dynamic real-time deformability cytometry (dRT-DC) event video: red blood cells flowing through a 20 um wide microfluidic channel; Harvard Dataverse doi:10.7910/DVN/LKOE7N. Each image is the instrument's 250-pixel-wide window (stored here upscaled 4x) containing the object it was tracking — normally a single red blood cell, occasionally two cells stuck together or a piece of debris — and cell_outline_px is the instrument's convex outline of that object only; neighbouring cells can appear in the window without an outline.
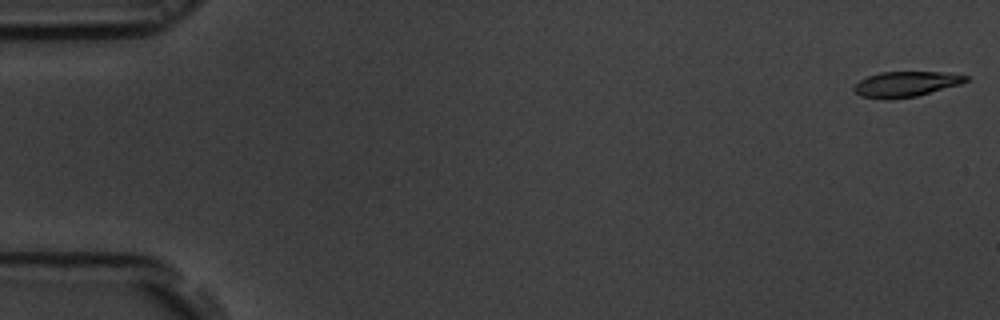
{"species": "common noctule bat (a hibernating species)", "species_latin": "Nyctalus noctula", "temperature_condition": "room temperature", "stored_images_in_passage": 17, "camera_frame_rate_fps": 3000, "um_per_image_px": 0.085, "animal": {"sex": "male", "body_mass_g": 19.5, "forearm_length_mm": 54.6}, "frame": {"image": 1, "passage_image": 1, "time_ms": 0.0, "image_size_px": [1000, 320], "cell_outline_px": [[968, 80], [960, 84], [916, 96], [888, 100], [860, 96], [852, 88], [860, 80], [868, 76], [880, 72], [944, 72], [968, 76]], "centroid_in_image_um": [76.97, 7.15], "position_along_channel_um": 8.0, "area_um2": 16.42}}
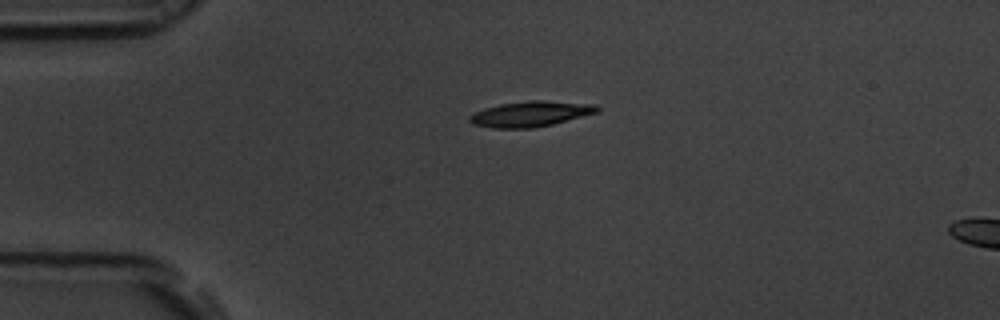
{"frame": {"image": 2, "passage_image": 13, "time_ms": 4.0, "image_size_px": [1000, 320], "cell_outline_px": [[600, 108], [596, 112], [552, 124], [532, 128], [492, 128], [472, 124], [468, 120], [468, 116], [484, 108], [500, 104], [532, 100], [544, 100], [596, 104]], "centroid_in_image_um": [45.06, 9.68], "position_along_channel_um": 39.9, "area_um2": 18.79}}